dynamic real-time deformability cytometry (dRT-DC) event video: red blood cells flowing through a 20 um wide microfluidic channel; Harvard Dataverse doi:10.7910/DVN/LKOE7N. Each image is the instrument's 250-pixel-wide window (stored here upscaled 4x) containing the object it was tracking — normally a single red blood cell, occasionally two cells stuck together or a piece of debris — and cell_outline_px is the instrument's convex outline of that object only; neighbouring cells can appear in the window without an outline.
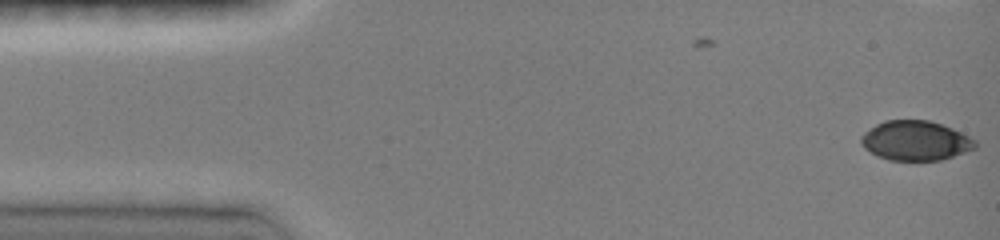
{"species": "common noctule bat (a hibernating species)", "species_latin": "Nyctalus noctula", "temperature_condition": "room temperature", "stored_images_in_passage": 3, "camera_frame_rate_fps": 3000, "um_per_image_px": 0.085, "animal": {"sex": "female", "body_mass_g": 19.0, "forearm_length_mm": 51.5}, "frame": {"image": 1, "passage_image": 3, "time_ms": 1.333, "image_size_px": [1000, 240], "cell_outline_px": [[976, 148], [940, 160], [888, 160], [864, 148], [860, 144], [860, 136], [864, 132], [876, 124], [884, 120], [928, 120], [952, 128], [976, 140]], "centroid_in_image_um": [77.79, 11.95], "position_along_channel_um": 7.2, "area_um2": 26.18}}